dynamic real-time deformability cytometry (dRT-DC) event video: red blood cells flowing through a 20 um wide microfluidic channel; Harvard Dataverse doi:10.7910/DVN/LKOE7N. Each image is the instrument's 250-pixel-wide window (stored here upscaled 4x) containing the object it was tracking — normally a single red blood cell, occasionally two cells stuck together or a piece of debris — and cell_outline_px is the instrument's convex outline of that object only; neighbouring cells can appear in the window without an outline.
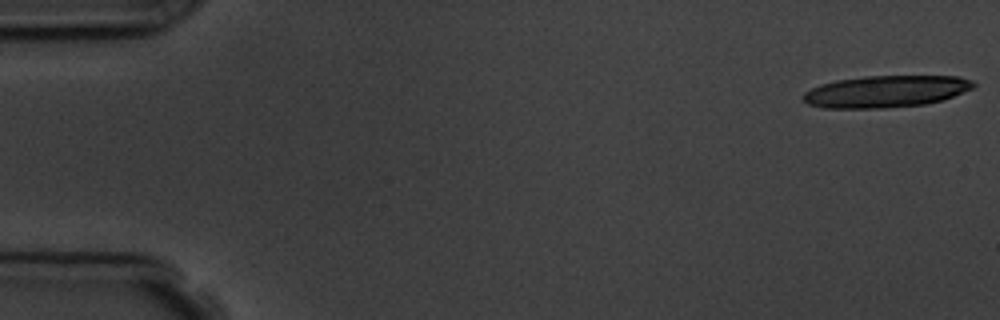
{"species": "common noctule bat (a hibernating species)", "species_latin": "Nyctalus noctula", "temperature_condition": "room temperature", "stored_images_in_passage": 5, "camera_frame_rate_fps": 3000, "um_per_image_px": 0.085, "animal": {"sex": "male", "body_mass_g": 19.5, "forearm_length_mm": 54.6}, "frame": {"image": 1, "passage_image": 1, "time_ms": 0.0, "image_size_px": [1000, 320], "cell_outline_px": [[976, 84], [972, 88], [952, 96], [940, 100], [924, 104], [884, 108], [824, 108], [808, 104], [800, 100], [804, 92], [820, 84], [836, 80], [864, 76], [960, 76], [972, 80]], "centroid_in_image_um": [75.24, 7.77], "position_along_channel_um": 9.8, "area_um2": 31.62}}